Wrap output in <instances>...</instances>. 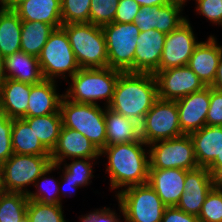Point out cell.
Returning <instances> with one entry per match:
<instances>
[{
  "label": "cell",
  "instance_id": "cell-34",
  "mask_svg": "<svg viewBox=\"0 0 222 222\" xmlns=\"http://www.w3.org/2000/svg\"><path fill=\"white\" fill-rule=\"evenodd\" d=\"M62 204L48 205L28 200L26 218L30 222H67L64 218Z\"/></svg>",
  "mask_w": 222,
  "mask_h": 222
},
{
  "label": "cell",
  "instance_id": "cell-45",
  "mask_svg": "<svg viewBox=\"0 0 222 222\" xmlns=\"http://www.w3.org/2000/svg\"><path fill=\"white\" fill-rule=\"evenodd\" d=\"M66 186V187H65ZM77 183H73L72 181L68 180H60L59 182V195H60V204H62V198L63 196L66 198V196L71 197V195H68L69 192L72 190L73 192H76L78 190ZM69 190V191H68ZM71 194V193H70Z\"/></svg>",
  "mask_w": 222,
  "mask_h": 222
},
{
  "label": "cell",
  "instance_id": "cell-19",
  "mask_svg": "<svg viewBox=\"0 0 222 222\" xmlns=\"http://www.w3.org/2000/svg\"><path fill=\"white\" fill-rule=\"evenodd\" d=\"M221 55L222 46L214 35H210L207 41H200L195 47L188 66L205 86L213 84Z\"/></svg>",
  "mask_w": 222,
  "mask_h": 222
},
{
  "label": "cell",
  "instance_id": "cell-33",
  "mask_svg": "<svg viewBox=\"0 0 222 222\" xmlns=\"http://www.w3.org/2000/svg\"><path fill=\"white\" fill-rule=\"evenodd\" d=\"M96 159H88V158H79V159H71L70 164L60 163L58 164V169L62 170V175L60 176V180H68L73 183H77L78 187H85L90 184L91 178H94L93 175V161ZM92 161V162H91ZM91 162V163H90ZM63 165L64 167H61ZM63 168V169H62Z\"/></svg>",
  "mask_w": 222,
  "mask_h": 222
},
{
  "label": "cell",
  "instance_id": "cell-12",
  "mask_svg": "<svg viewBox=\"0 0 222 222\" xmlns=\"http://www.w3.org/2000/svg\"><path fill=\"white\" fill-rule=\"evenodd\" d=\"M189 21L187 19L177 29L166 34L159 70L188 65L195 47L200 42Z\"/></svg>",
  "mask_w": 222,
  "mask_h": 222
},
{
  "label": "cell",
  "instance_id": "cell-26",
  "mask_svg": "<svg viewBox=\"0 0 222 222\" xmlns=\"http://www.w3.org/2000/svg\"><path fill=\"white\" fill-rule=\"evenodd\" d=\"M106 146L139 141L140 125L105 107Z\"/></svg>",
  "mask_w": 222,
  "mask_h": 222
},
{
  "label": "cell",
  "instance_id": "cell-16",
  "mask_svg": "<svg viewBox=\"0 0 222 222\" xmlns=\"http://www.w3.org/2000/svg\"><path fill=\"white\" fill-rule=\"evenodd\" d=\"M50 156L53 164H60L66 159H99L100 151L80 132L62 126Z\"/></svg>",
  "mask_w": 222,
  "mask_h": 222
},
{
  "label": "cell",
  "instance_id": "cell-46",
  "mask_svg": "<svg viewBox=\"0 0 222 222\" xmlns=\"http://www.w3.org/2000/svg\"><path fill=\"white\" fill-rule=\"evenodd\" d=\"M210 87H212L215 90H218V91L222 92V55H221V58L219 60L216 75H215V78H214V82Z\"/></svg>",
  "mask_w": 222,
  "mask_h": 222
},
{
  "label": "cell",
  "instance_id": "cell-20",
  "mask_svg": "<svg viewBox=\"0 0 222 222\" xmlns=\"http://www.w3.org/2000/svg\"><path fill=\"white\" fill-rule=\"evenodd\" d=\"M186 170L149 169L148 183L166 207H175L184 193Z\"/></svg>",
  "mask_w": 222,
  "mask_h": 222
},
{
  "label": "cell",
  "instance_id": "cell-36",
  "mask_svg": "<svg viewBox=\"0 0 222 222\" xmlns=\"http://www.w3.org/2000/svg\"><path fill=\"white\" fill-rule=\"evenodd\" d=\"M91 0H61L62 24L89 22Z\"/></svg>",
  "mask_w": 222,
  "mask_h": 222
},
{
  "label": "cell",
  "instance_id": "cell-28",
  "mask_svg": "<svg viewBox=\"0 0 222 222\" xmlns=\"http://www.w3.org/2000/svg\"><path fill=\"white\" fill-rule=\"evenodd\" d=\"M22 20L14 10H0V54L3 57L21 50Z\"/></svg>",
  "mask_w": 222,
  "mask_h": 222
},
{
  "label": "cell",
  "instance_id": "cell-30",
  "mask_svg": "<svg viewBox=\"0 0 222 222\" xmlns=\"http://www.w3.org/2000/svg\"><path fill=\"white\" fill-rule=\"evenodd\" d=\"M54 29L52 25L47 23L22 21L21 50L38 57Z\"/></svg>",
  "mask_w": 222,
  "mask_h": 222
},
{
  "label": "cell",
  "instance_id": "cell-1",
  "mask_svg": "<svg viewBox=\"0 0 222 222\" xmlns=\"http://www.w3.org/2000/svg\"><path fill=\"white\" fill-rule=\"evenodd\" d=\"M147 147L140 139L106 146L100 151V157L105 156L108 159L105 169L108 172L110 189H118L116 194L125 188L148 183L150 161Z\"/></svg>",
  "mask_w": 222,
  "mask_h": 222
},
{
  "label": "cell",
  "instance_id": "cell-2",
  "mask_svg": "<svg viewBox=\"0 0 222 222\" xmlns=\"http://www.w3.org/2000/svg\"><path fill=\"white\" fill-rule=\"evenodd\" d=\"M157 99L158 86L154 74L121 72L108 108L140 125Z\"/></svg>",
  "mask_w": 222,
  "mask_h": 222
},
{
  "label": "cell",
  "instance_id": "cell-47",
  "mask_svg": "<svg viewBox=\"0 0 222 222\" xmlns=\"http://www.w3.org/2000/svg\"><path fill=\"white\" fill-rule=\"evenodd\" d=\"M141 7L167 5L173 0H135Z\"/></svg>",
  "mask_w": 222,
  "mask_h": 222
},
{
  "label": "cell",
  "instance_id": "cell-29",
  "mask_svg": "<svg viewBox=\"0 0 222 222\" xmlns=\"http://www.w3.org/2000/svg\"><path fill=\"white\" fill-rule=\"evenodd\" d=\"M40 142L51 152L57 143L62 124L61 113L23 118Z\"/></svg>",
  "mask_w": 222,
  "mask_h": 222
},
{
  "label": "cell",
  "instance_id": "cell-51",
  "mask_svg": "<svg viewBox=\"0 0 222 222\" xmlns=\"http://www.w3.org/2000/svg\"><path fill=\"white\" fill-rule=\"evenodd\" d=\"M0 10L7 9V0H0Z\"/></svg>",
  "mask_w": 222,
  "mask_h": 222
},
{
  "label": "cell",
  "instance_id": "cell-48",
  "mask_svg": "<svg viewBox=\"0 0 222 222\" xmlns=\"http://www.w3.org/2000/svg\"><path fill=\"white\" fill-rule=\"evenodd\" d=\"M6 76L4 72V65H3V56L0 54V88L2 84L5 82Z\"/></svg>",
  "mask_w": 222,
  "mask_h": 222
},
{
  "label": "cell",
  "instance_id": "cell-15",
  "mask_svg": "<svg viewBox=\"0 0 222 222\" xmlns=\"http://www.w3.org/2000/svg\"><path fill=\"white\" fill-rule=\"evenodd\" d=\"M217 183L210 171L205 167L187 170L184 193L175 207L188 214L198 216L206 196Z\"/></svg>",
  "mask_w": 222,
  "mask_h": 222
},
{
  "label": "cell",
  "instance_id": "cell-40",
  "mask_svg": "<svg viewBox=\"0 0 222 222\" xmlns=\"http://www.w3.org/2000/svg\"><path fill=\"white\" fill-rule=\"evenodd\" d=\"M207 126H222V92L210 87V106L206 117Z\"/></svg>",
  "mask_w": 222,
  "mask_h": 222
},
{
  "label": "cell",
  "instance_id": "cell-13",
  "mask_svg": "<svg viewBox=\"0 0 222 222\" xmlns=\"http://www.w3.org/2000/svg\"><path fill=\"white\" fill-rule=\"evenodd\" d=\"M154 75L158 98L164 100L175 101L206 87L188 65L159 70Z\"/></svg>",
  "mask_w": 222,
  "mask_h": 222
},
{
  "label": "cell",
  "instance_id": "cell-50",
  "mask_svg": "<svg viewBox=\"0 0 222 222\" xmlns=\"http://www.w3.org/2000/svg\"><path fill=\"white\" fill-rule=\"evenodd\" d=\"M5 192L6 190H5L4 181H3V170L0 164V195L4 194Z\"/></svg>",
  "mask_w": 222,
  "mask_h": 222
},
{
  "label": "cell",
  "instance_id": "cell-23",
  "mask_svg": "<svg viewBox=\"0 0 222 222\" xmlns=\"http://www.w3.org/2000/svg\"><path fill=\"white\" fill-rule=\"evenodd\" d=\"M31 84L6 79L0 88V111L9 118H25Z\"/></svg>",
  "mask_w": 222,
  "mask_h": 222
},
{
  "label": "cell",
  "instance_id": "cell-38",
  "mask_svg": "<svg viewBox=\"0 0 222 222\" xmlns=\"http://www.w3.org/2000/svg\"><path fill=\"white\" fill-rule=\"evenodd\" d=\"M13 119L0 111V164L6 162L13 154L11 132Z\"/></svg>",
  "mask_w": 222,
  "mask_h": 222
},
{
  "label": "cell",
  "instance_id": "cell-4",
  "mask_svg": "<svg viewBox=\"0 0 222 222\" xmlns=\"http://www.w3.org/2000/svg\"><path fill=\"white\" fill-rule=\"evenodd\" d=\"M69 39L80 68L108 67V53L102 26L90 22L61 26Z\"/></svg>",
  "mask_w": 222,
  "mask_h": 222
},
{
  "label": "cell",
  "instance_id": "cell-43",
  "mask_svg": "<svg viewBox=\"0 0 222 222\" xmlns=\"http://www.w3.org/2000/svg\"><path fill=\"white\" fill-rule=\"evenodd\" d=\"M161 222H199L198 216L188 214L176 207H166Z\"/></svg>",
  "mask_w": 222,
  "mask_h": 222
},
{
  "label": "cell",
  "instance_id": "cell-49",
  "mask_svg": "<svg viewBox=\"0 0 222 222\" xmlns=\"http://www.w3.org/2000/svg\"><path fill=\"white\" fill-rule=\"evenodd\" d=\"M23 1L25 0H7V9L14 10Z\"/></svg>",
  "mask_w": 222,
  "mask_h": 222
},
{
  "label": "cell",
  "instance_id": "cell-9",
  "mask_svg": "<svg viewBox=\"0 0 222 222\" xmlns=\"http://www.w3.org/2000/svg\"><path fill=\"white\" fill-rule=\"evenodd\" d=\"M184 135L177 103L158 98L140 123V138L147 145Z\"/></svg>",
  "mask_w": 222,
  "mask_h": 222
},
{
  "label": "cell",
  "instance_id": "cell-24",
  "mask_svg": "<svg viewBox=\"0 0 222 222\" xmlns=\"http://www.w3.org/2000/svg\"><path fill=\"white\" fill-rule=\"evenodd\" d=\"M199 167L207 168L222 151V126L205 125L189 134Z\"/></svg>",
  "mask_w": 222,
  "mask_h": 222
},
{
  "label": "cell",
  "instance_id": "cell-39",
  "mask_svg": "<svg viewBox=\"0 0 222 222\" xmlns=\"http://www.w3.org/2000/svg\"><path fill=\"white\" fill-rule=\"evenodd\" d=\"M196 14L202 15L212 24L222 27V0H194Z\"/></svg>",
  "mask_w": 222,
  "mask_h": 222
},
{
  "label": "cell",
  "instance_id": "cell-42",
  "mask_svg": "<svg viewBox=\"0 0 222 222\" xmlns=\"http://www.w3.org/2000/svg\"><path fill=\"white\" fill-rule=\"evenodd\" d=\"M119 217L120 215L118 216L110 207H102V209H94L88 214H82L79 220L80 222H123L124 220L121 221Z\"/></svg>",
  "mask_w": 222,
  "mask_h": 222
},
{
  "label": "cell",
  "instance_id": "cell-31",
  "mask_svg": "<svg viewBox=\"0 0 222 222\" xmlns=\"http://www.w3.org/2000/svg\"><path fill=\"white\" fill-rule=\"evenodd\" d=\"M58 170V164H51L34 182L35 192L29 191L27 198L38 201L43 204L57 205L60 204L59 182L60 179L50 177L52 171ZM48 175V176H47Z\"/></svg>",
  "mask_w": 222,
  "mask_h": 222
},
{
  "label": "cell",
  "instance_id": "cell-25",
  "mask_svg": "<svg viewBox=\"0 0 222 222\" xmlns=\"http://www.w3.org/2000/svg\"><path fill=\"white\" fill-rule=\"evenodd\" d=\"M14 11L22 21H39L60 28L61 0H25Z\"/></svg>",
  "mask_w": 222,
  "mask_h": 222
},
{
  "label": "cell",
  "instance_id": "cell-37",
  "mask_svg": "<svg viewBox=\"0 0 222 222\" xmlns=\"http://www.w3.org/2000/svg\"><path fill=\"white\" fill-rule=\"evenodd\" d=\"M119 0H91L89 22L103 26L113 23Z\"/></svg>",
  "mask_w": 222,
  "mask_h": 222
},
{
  "label": "cell",
  "instance_id": "cell-7",
  "mask_svg": "<svg viewBox=\"0 0 222 222\" xmlns=\"http://www.w3.org/2000/svg\"><path fill=\"white\" fill-rule=\"evenodd\" d=\"M44 79L57 80L72 77L80 70L66 31L54 29L38 56Z\"/></svg>",
  "mask_w": 222,
  "mask_h": 222
},
{
  "label": "cell",
  "instance_id": "cell-27",
  "mask_svg": "<svg viewBox=\"0 0 222 222\" xmlns=\"http://www.w3.org/2000/svg\"><path fill=\"white\" fill-rule=\"evenodd\" d=\"M11 139L15 154L50 156V151L40 142L23 118L13 119Z\"/></svg>",
  "mask_w": 222,
  "mask_h": 222
},
{
  "label": "cell",
  "instance_id": "cell-41",
  "mask_svg": "<svg viewBox=\"0 0 222 222\" xmlns=\"http://www.w3.org/2000/svg\"><path fill=\"white\" fill-rule=\"evenodd\" d=\"M141 6L135 0H119L113 22L133 23Z\"/></svg>",
  "mask_w": 222,
  "mask_h": 222
},
{
  "label": "cell",
  "instance_id": "cell-6",
  "mask_svg": "<svg viewBox=\"0 0 222 222\" xmlns=\"http://www.w3.org/2000/svg\"><path fill=\"white\" fill-rule=\"evenodd\" d=\"M115 197L125 222H161L166 206L149 183L125 188Z\"/></svg>",
  "mask_w": 222,
  "mask_h": 222
},
{
  "label": "cell",
  "instance_id": "cell-21",
  "mask_svg": "<svg viewBox=\"0 0 222 222\" xmlns=\"http://www.w3.org/2000/svg\"><path fill=\"white\" fill-rule=\"evenodd\" d=\"M57 82L43 79L40 83L31 84L26 117L60 113V104L64 94L57 92Z\"/></svg>",
  "mask_w": 222,
  "mask_h": 222
},
{
  "label": "cell",
  "instance_id": "cell-35",
  "mask_svg": "<svg viewBox=\"0 0 222 222\" xmlns=\"http://www.w3.org/2000/svg\"><path fill=\"white\" fill-rule=\"evenodd\" d=\"M199 222H222V183H217L206 196Z\"/></svg>",
  "mask_w": 222,
  "mask_h": 222
},
{
  "label": "cell",
  "instance_id": "cell-52",
  "mask_svg": "<svg viewBox=\"0 0 222 222\" xmlns=\"http://www.w3.org/2000/svg\"><path fill=\"white\" fill-rule=\"evenodd\" d=\"M22 222H30L27 218H25Z\"/></svg>",
  "mask_w": 222,
  "mask_h": 222
},
{
  "label": "cell",
  "instance_id": "cell-44",
  "mask_svg": "<svg viewBox=\"0 0 222 222\" xmlns=\"http://www.w3.org/2000/svg\"><path fill=\"white\" fill-rule=\"evenodd\" d=\"M207 169L218 183H222V151L220 156H217Z\"/></svg>",
  "mask_w": 222,
  "mask_h": 222
},
{
  "label": "cell",
  "instance_id": "cell-32",
  "mask_svg": "<svg viewBox=\"0 0 222 222\" xmlns=\"http://www.w3.org/2000/svg\"><path fill=\"white\" fill-rule=\"evenodd\" d=\"M27 194L5 192L0 195V222H22L26 218Z\"/></svg>",
  "mask_w": 222,
  "mask_h": 222
},
{
  "label": "cell",
  "instance_id": "cell-3",
  "mask_svg": "<svg viewBox=\"0 0 222 222\" xmlns=\"http://www.w3.org/2000/svg\"><path fill=\"white\" fill-rule=\"evenodd\" d=\"M122 71L110 67L105 68H80V70L67 79L69 87L64 93L68 100L99 105L98 101L104 100L108 107L113 99L115 86Z\"/></svg>",
  "mask_w": 222,
  "mask_h": 222
},
{
  "label": "cell",
  "instance_id": "cell-22",
  "mask_svg": "<svg viewBox=\"0 0 222 222\" xmlns=\"http://www.w3.org/2000/svg\"><path fill=\"white\" fill-rule=\"evenodd\" d=\"M3 65L6 79L29 84H37L44 79L38 57L22 50L3 57Z\"/></svg>",
  "mask_w": 222,
  "mask_h": 222
},
{
  "label": "cell",
  "instance_id": "cell-8",
  "mask_svg": "<svg viewBox=\"0 0 222 222\" xmlns=\"http://www.w3.org/2000/svg\"><path fill=\"white\" fill-rule=\"evenodd\" d=\"M108 53V67L134 72V53L140 33L133 23H109L102 26Z\"/></svg>",
  "mask_w": 222,
  "mask_h": 222
},
{
  "label": "cell",
  "instance_id": "cell-5",
  "mask_svg": "<svg viewBox=\"0 0 222 222\" xmlns=\"http://www.w3.org/2000/svg\"><path fill=\"white\" fill-rule=\"evenodd\" d=\"M60 113L63 127L80 132L99 151L106 147L105 106L77 103L63 97Z\"/></svg>",
  "mask_w": 222,
  "mask_h": 222
},
{
  "label": "cell",
  "instance_id": "cell-14",
  "mask_svg": "<svg viewBox=\"0 0 222 222\" xmlns=\"http://www.w3.org/2000/svg\"><path fill=\"white\" fill-rule=\"evenodd\" d=\"M185 5L183 1L173 0L167 5L141 7L134 23L140 31L155 29L169 34L187 20L182 15Z\"/></svg>",
  "mask_w": 222,
  "mask_h": 222
},
{
  "label": "cell",
  "instance_id": "cell-11",
  "mask_svg": "<svg viewBox=\"0 0 222 222\" xmlns=\"http://www.w3.org/2000/svg\"><path fill=\"white\" fill-rule=\"evenodd\" d=\"M52 164L51 156L13 154L2 166L6 192L27 194V189Z\"/></svg>",
  "mask_w": 222,
  "mask_h": 222
},
{
  "label": "cell",
  "instance_id": "cell-18",
  "mask_svg": "<svg viewBox=\"0 0 222 222\" xmlns=\"http://www.w3.org/2000/svg\"><path fill=\"white\" fill-rule=\"evenodd\" d=\"M166 34L152 29L140 31L134 53V72L155 74L159 71Z\"/></svg>",
  "mask_w": 222,
  "mask_h": 222
},
{
  "label": "cell",
  "instance_id": "cell-10",
  "mask_svg": "<svg viewBox=\"0 0 222 222\" xmlns=\"http://www.w3.org/2000/svg\"><path fill=\"white\" fill-rule=\"evenodd\" d=\"M149 169L193 170L198 168L194 144L189 134L148 145Z\"/></svg>",
  "mask_w": 222,
  "mask_h": 222
},
{
  "label": "cell",
  "instance_id": "cell-17",
  "mask_svg": "<svg viewBox=\"0 0 222 222\" xmlns=\"http://www.w3.org/2000/svg\"><path fill=\"white\" fill-rule=\"evenodd\" d=\"M175 101L179 113L180 128L184 134L200 130L206 125L210 106V86Z\"/></svg>",
  "mask_w": 222,
  "mask_h": 222
}]
</instances>
